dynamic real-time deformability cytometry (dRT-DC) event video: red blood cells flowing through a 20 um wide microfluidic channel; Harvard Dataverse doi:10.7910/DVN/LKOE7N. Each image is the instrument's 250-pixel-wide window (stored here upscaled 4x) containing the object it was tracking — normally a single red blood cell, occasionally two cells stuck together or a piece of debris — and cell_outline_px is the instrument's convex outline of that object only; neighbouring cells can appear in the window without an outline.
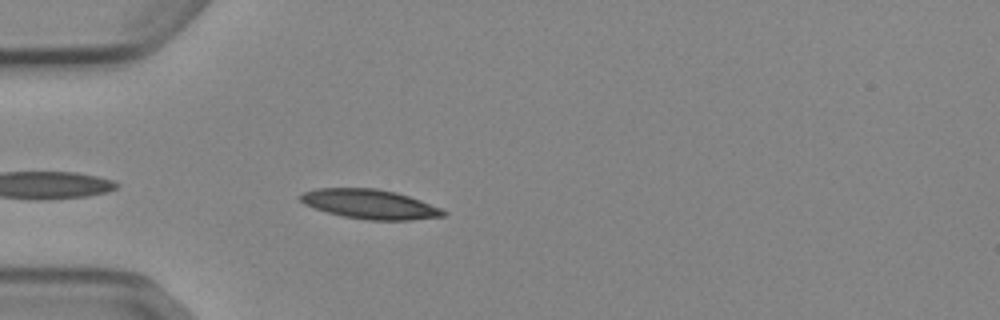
{"species": "Egyptian fruit bat (a non-hibernating species)", "species_latin": "Rousettus aegyptiacus", "temperature_condition": "cold", "stored_images_in_passage": 17, "camera_frame_rate_fps": 3000, "um_per_image_px": 0.085, "animal": {"sex": "female"}, "frame": {"image": 1, "passage_image": 3, "time_ms": 0.667, "image_size_px": [1000, 320], "cell_outline_px": [[448, 212], [444, 216], [412, 220], [368, 220], [344, 216], [328, 212], [304, 204], [296, 196], [304, 192], [316, 188], [376, 188], [396, 192], [420, 200], [440, 208]], "centroid_in_image_um": [31.43, 17.35], "position_along_channel_um": 53.6, "area_um2": 24.45}}
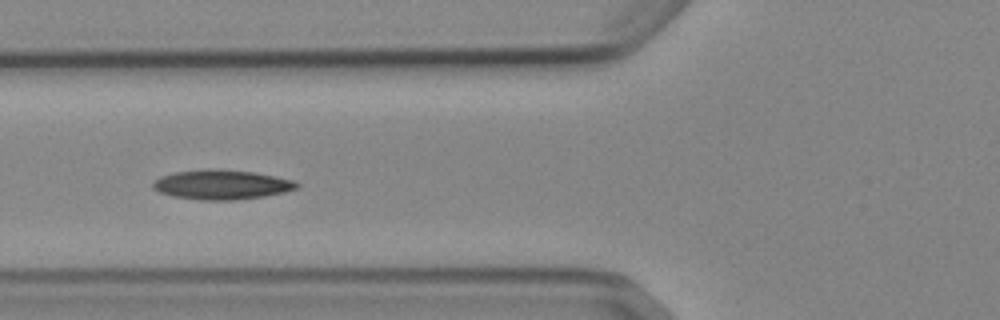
{"frame": {"image": 2, "passage_image": 8, "time_ms": 2.333, "image_size_px": [1000, 320], "cell_outline_px": [[300, 188], [284, 192], [264, 196], [236, 200], [200, 200], [172, 196], [160, 192], [152, 188], [152, 184], [160, 176], [176, 172], [212, 168], [220, 168], [256, 172], [296, 180], [300, 184]], "centroid_in_image_um": [18.89, 15.68], "position_along_channel_um": 106.9, "area_um2": 25.14}}